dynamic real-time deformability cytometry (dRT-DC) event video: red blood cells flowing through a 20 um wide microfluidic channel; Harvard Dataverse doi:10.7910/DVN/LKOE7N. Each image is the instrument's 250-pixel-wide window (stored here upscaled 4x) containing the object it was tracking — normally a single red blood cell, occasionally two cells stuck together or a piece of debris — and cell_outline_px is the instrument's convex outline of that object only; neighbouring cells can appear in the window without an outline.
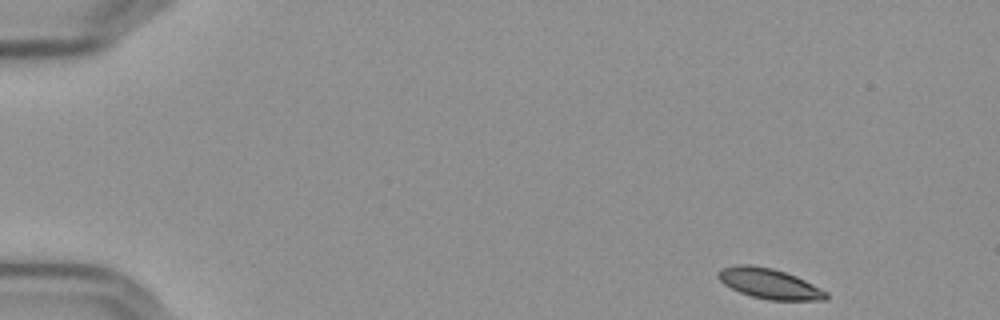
{"species": "Egyptian fruit bat (a non-hibernating species)", "species_latin": "Rousettus aegyptiacus", "temperature_condition": "cold", "stored_images_in_passage": 52, "camera_frame_rate_fps": 3000, "um_per_image_px": 0.085, "frame": {"image": 1, "passage_image": 1, "time_ms": 0.0, "image_size_px": [1000, 320], "cell_outline_px": [[828, 296], [824, 300], [768, 300], [752, 296], [740, 292], [724, 284], [716, 276], [716, 272], [720, 268], [736, 264], [752, 264], [772, 268], [796, 276], [828, 292]], "centroid_in_image_um": [65.35, 24.09], "position_along_channel_um": 19.7, "area_um2": 19.07}}
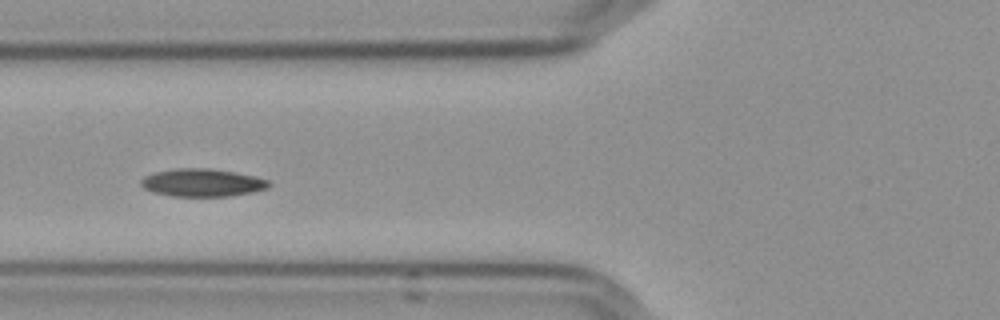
{"frame": {"image": 2, "passage_image": 18, "time_ms": 5.667, "image_size_px": [1000, 320], "cell_outline_px": [[272, 184], [268, 188], [252, 192], [228, 196], [172, 196], [152, 192], [144, 188], [140, 184], [140, 180], [144, 176], [152, 172], [176, 168], [208, 168], [256, 176], [268, 180]], "centroid_in_image_um": [17.16, 15.52], "position_along_channel_um": 108.6, "area_um2": 20.81}}
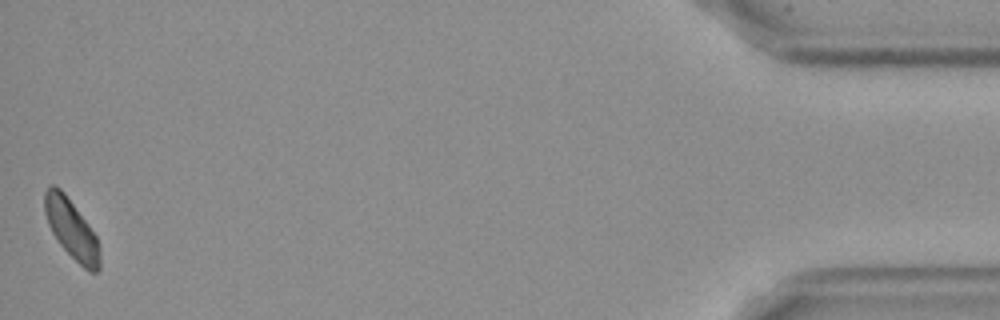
{"frame": {"image": 3, "passage_image": 52, "time_ms": 17.0, "image_size_px": [1000, 320], "cell_outline_px": [[100, 268], [96, 272], [88, 272], [60, 244], [52, 232], [48, 224], [44, 212], [44, 192], [52, 184], [60, 188], [64, 192], [88, 224], [96, 236], [100, 248]], "centroid_in_image_um": [6.08, 19.47], "position_along_channel_um": 429.1, "area_um2": 18.9}, "authors_computed_cell_mechanics": {"area_um2": 19.8543, "velocity_mm_per_s": 3.5728, "shape_relaxation_time_tau1_ms": 4.522, "shape_relaxation_time_tau2_ms": 7.2238, "deformation_change_tau1": 0.1005, "deformation_change_tau2": 0.0902}}